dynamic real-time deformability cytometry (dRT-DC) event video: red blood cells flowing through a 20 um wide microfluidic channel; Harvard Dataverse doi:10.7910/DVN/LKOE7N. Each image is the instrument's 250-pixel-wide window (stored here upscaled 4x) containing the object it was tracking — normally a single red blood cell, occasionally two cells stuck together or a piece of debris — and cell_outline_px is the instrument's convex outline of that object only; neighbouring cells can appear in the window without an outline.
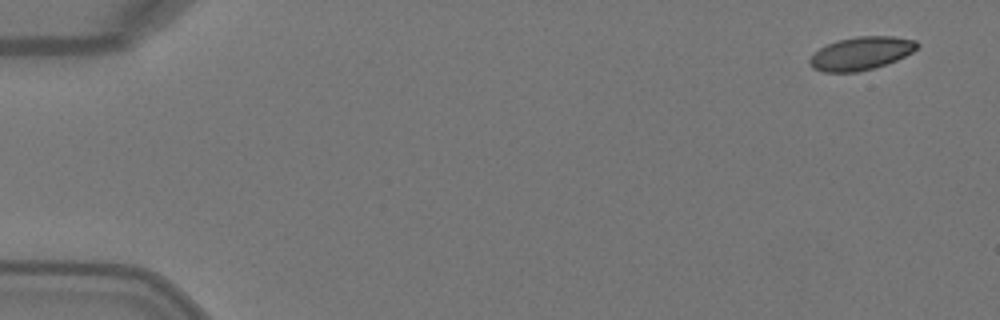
{"species": "Egyptian fruit bat (a non-hibernating species)", "species_latin": "Rousettus aegyptiacus", "temperature_condition": "warm", "stored_images_in_passage": 6, "camera_frame_rate_fps": 3000, "um_per_image_px": 0.085, "animal": {"sex": "female"}, "frame": {"image": 1, "passage_image": 1, "time_ms": 0.0, "image_size_px": [1000, 320], "cell_outline_px": [[920, 44], [912, 52], [896, 60], [872, 68], [856, 72], [824, 72], [812, 68], [808, 64], [808, 60], [820, 48], [836, 40], [856, 36], [892, 36], [916, 40]], "centroid_in_image_um": [73.17, 4.53], "position_along_channel_um": 11.8, "area_um2": 20.63}}
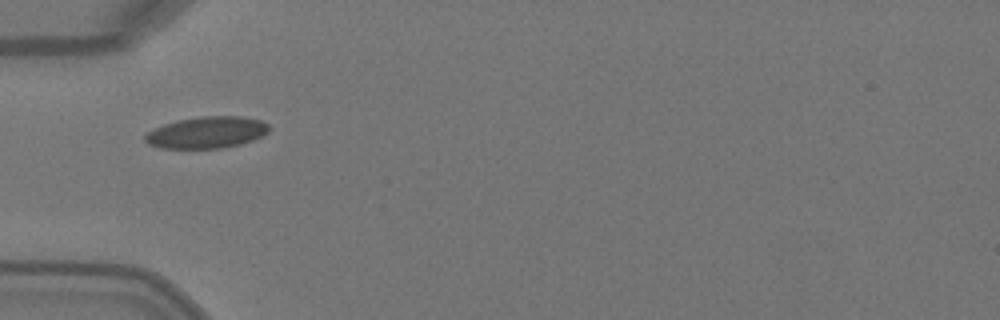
{"frame": {"image": 2, "passage_image": 5, "time_ms": 1.333, "image_size_px": [1000, 320], "cell_outline_px": [[268, 132], [252, 140], [240, 144], [220, 148], [160, 148], [148, 144], [144, 140], [144, 136], [152, 128], [176, 120], [200, 116], [240, 116], [260, 120], [268, 124]], "centroid_in_image_um": [17.52, 11.25], "position_along_channel_um": 67.5, "area_um2": 22.83}}
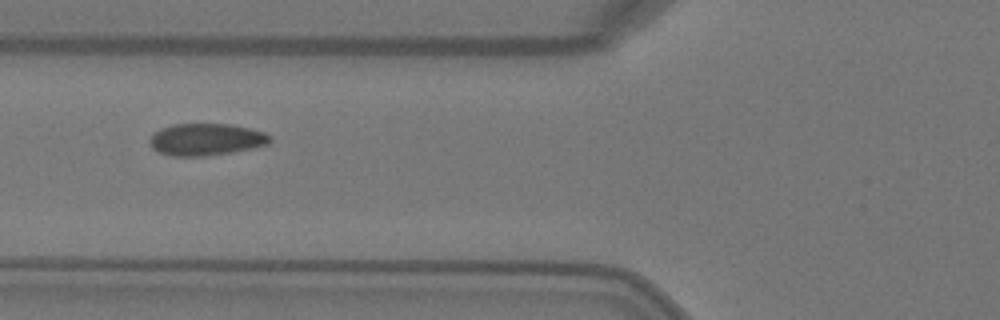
{"frame": {"image": 3, "passage_image": 6, "time_ms": 1.667, "image_size_px": [1000, 320], "cell_outline_px": [[272, 140], [268, 144], [252, 148], [232, 152], [204, 156], [172, 156], [160, 152], [152, 148], [148, 140], [152, 132], [160, 128], [172, 124], [232, 124], [264, 132], [272, 136]], "centroid_in_image_um": [17.49, 11.84], "position_along_channel_um": 108.3, "area_um2": 22.6}}